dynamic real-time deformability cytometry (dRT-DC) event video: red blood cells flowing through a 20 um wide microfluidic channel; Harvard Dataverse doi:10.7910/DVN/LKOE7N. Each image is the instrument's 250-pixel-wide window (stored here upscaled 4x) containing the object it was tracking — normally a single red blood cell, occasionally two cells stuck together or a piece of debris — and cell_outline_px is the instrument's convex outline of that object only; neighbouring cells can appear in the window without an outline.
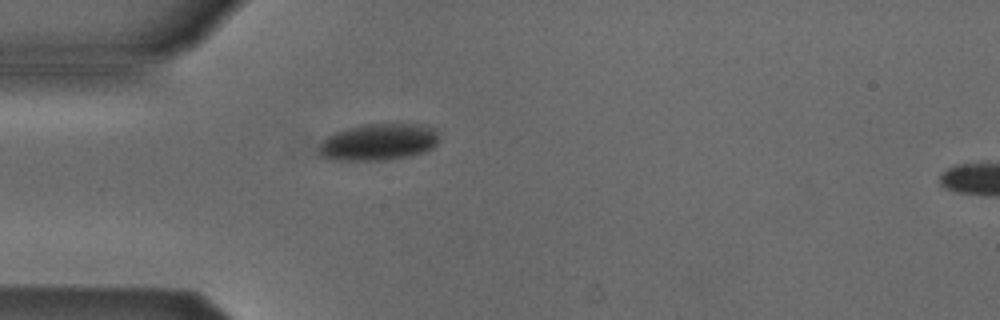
{"species": "Egyptian fruit bat (a non-hibernating species)", "species_latin": "Rousettus aegyptiacus", "temperature_condition": "cold", "stored_images_in_passage": 4, "camera_frame_rate_fps": 3000, "um_per_image_px": 0.085, "animal": {"sex": "male"}, "frame": {"image": 1, "passage_image": 4, "time_ms": 1.0, "image_size_px": [1000, 320], "cell_outline_px": [[436, 144], [432, 148], [424, 152], [408, 156], [384, 160], [332, 160], [320, 156], [316, 148], [320, 140], [336, 132], [348, 128], [364, 124], [396, 120], [428, 124], [436, 128]], "centroid_in_image_um": [32.18, 12.01], "position_along_channel_um": 52.8, "area_um2": 26.88}}